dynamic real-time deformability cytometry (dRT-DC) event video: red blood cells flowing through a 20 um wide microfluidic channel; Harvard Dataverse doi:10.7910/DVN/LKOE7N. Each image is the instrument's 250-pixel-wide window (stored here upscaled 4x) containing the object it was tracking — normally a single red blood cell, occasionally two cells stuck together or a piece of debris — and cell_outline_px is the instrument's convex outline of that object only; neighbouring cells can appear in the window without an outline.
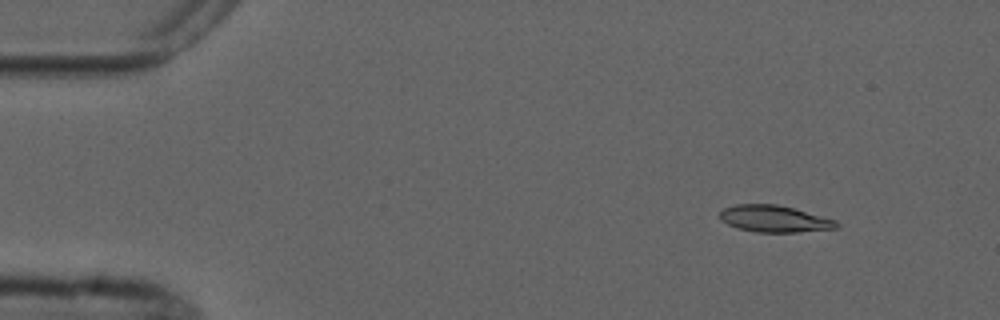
{"species": "common noctule bat (a hibernating species)", "species_latin": "Nyctalus noctula", "temperature_condition": "cold", "stored_images_in_passage": 5, "camera_frame_rate_fps": 3000, "um_per_image_px": 0.085, "animal": {"sex": "male", "forearm_length_mm": 52.5}, "frame": {"image": 1, "passage_image": 2, "time_ms": 1.0, "image_size_px": [1000, 320], "cell_outline_px": [[840, 224], [836, 228], [796, 232], [756, 232], [736, 228], [728, 224], [720, 216], [720, 212], [724, 208], [736, 204], [776, 204], [792, 208], [836, 220]], "centroid_in_image_um": [65.81, 18.6], "position_along_channel_um": 19.2, "area_um2": 17.92}}
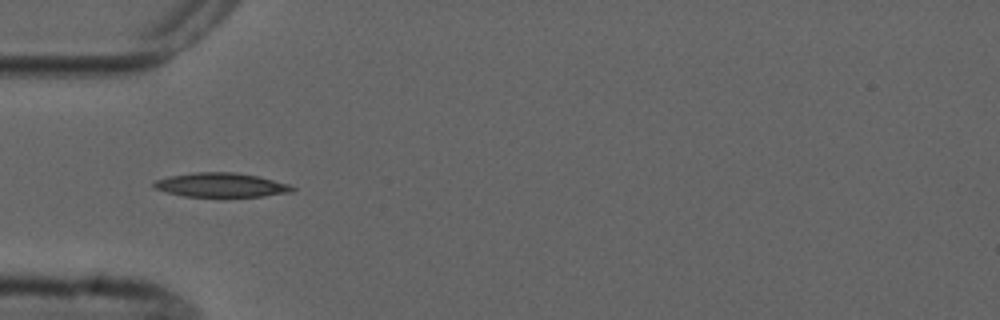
{"frame": {"image": 2, "passage_image": 5, "time_ms": 4.667, "image_size_px": [1000, 320], "cell_outline_px": [[296, 188], [292, 192], [264, 196], [184, 196], [168, 192], [156, 188], [152, 184], [156, 180], [168, 176], [192, 172], [236, 172], [260, 176], [288, 184]], "centroid_in_image_um": [18.82, 15.71], "position_along_channel_um": 66.2, "area_um2": 19.42}}